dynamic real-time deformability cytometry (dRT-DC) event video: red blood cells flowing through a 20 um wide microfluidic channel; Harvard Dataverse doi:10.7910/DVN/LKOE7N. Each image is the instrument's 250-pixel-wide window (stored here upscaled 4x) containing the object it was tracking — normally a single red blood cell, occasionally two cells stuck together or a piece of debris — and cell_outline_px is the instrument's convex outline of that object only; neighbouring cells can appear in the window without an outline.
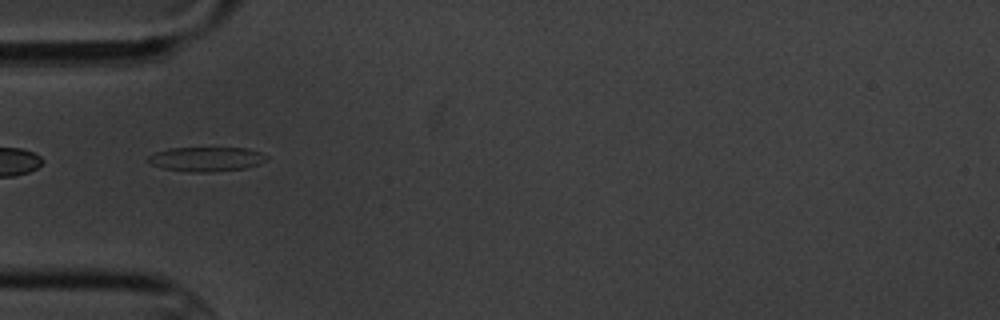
{"species": "common noctule bat (a hibernating species)", "species_latin": "Nyctalus noctula", "temperature_condition": "cold", "stored_images_in_passage": 5, "segment_of_instrument_passage": [2, 2], "camera_frame_rate_fps": 3000, "um_per_image_px": 0.085, "animal": {"sex": "male", "body_mass_g": 20.1, "forearm_length_mm": 53.5}, "frame": {"image": 1, "passage_image": 5, "time_ms": 4.667, "image_size_px": [1000, 320], "cell_outline_px": [[268, 160], [260, 164], [244, 168], [208, 172], [188, 172], [164, 168], [152, 164], [144, 160], [148, 156], [156, 152], [168, 148], [248, 148], [260, 152], [268, 156]], "centroid_in_image_um": [17.54, 13.52], "position_along_channel_um": 67.5, "area_um2": 16.94}}